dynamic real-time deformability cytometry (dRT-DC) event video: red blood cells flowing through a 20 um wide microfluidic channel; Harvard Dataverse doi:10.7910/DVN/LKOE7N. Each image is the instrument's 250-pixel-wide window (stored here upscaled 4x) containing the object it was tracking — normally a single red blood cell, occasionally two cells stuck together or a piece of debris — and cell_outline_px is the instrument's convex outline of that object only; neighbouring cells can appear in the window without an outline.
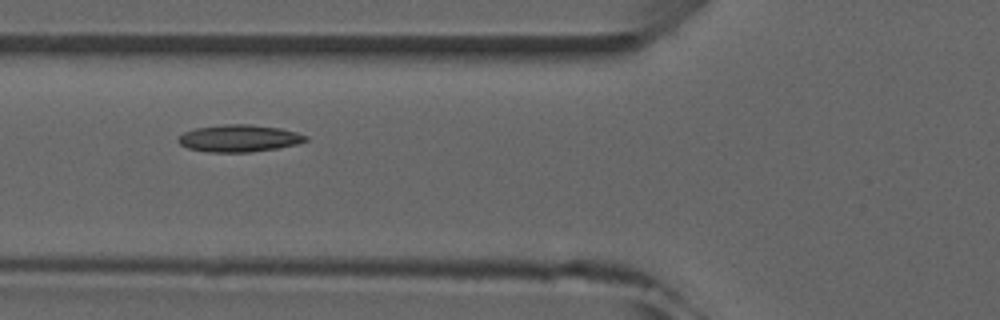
{"species": "common noctule bat (a hibernating species)", "species_latin": "Nyctalus noctula", "temperature_condition": "room temperature", "stored_images_in_passage": 8, "camera_frame_rate_fps": 3000, "um_per_image_px": 0.085, "animal": {"sex": "male", "forearm_length_mm": 52.5}, "frame": {"image": 1, "passage_image": 6, "time_ms": 5.667, "image_size_px": [1000, 320], "cell_outline_px": [[308, 140], [296, 144], [276, 148], [248, 152], [208, 152], [188, 148], [180, 144], [176, 140], [184, 132], [196, 128], [224, 124], [248, 124], [280, 128], [296, 132], [308, 136]], "centroid_in_image_um": [20.31, 11.75], "position_along_channel_um": 105.5, "area_um2": 20.0}}
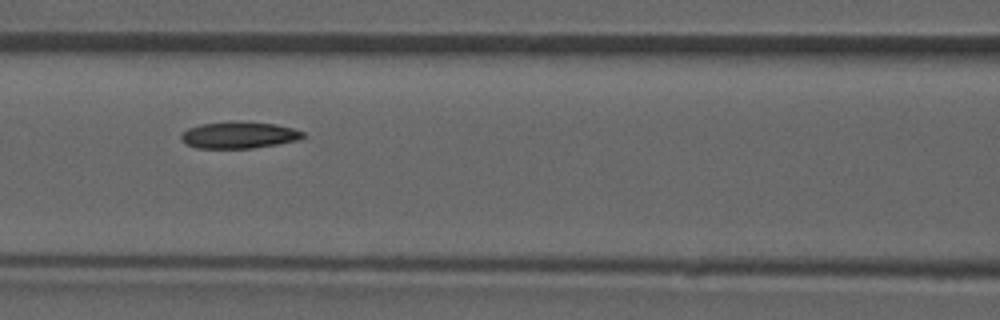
{"frame": {"image": 2, "passage_image": 7, "time_ms": 6.667, "image_size_px": [1000, 320], "cell_outline_px": [[304, 136], [300, 140], [252, 148], [196, 148], [184, 144], [180, 140], [180, 136], [188, 128], [200, 124], [228, 120], [232, 120], [276, 124], [292, 128], [304, 132]], "centroid_in_image_um": [20.27, 11.47], "position_along_channel_um": 146.3, "area_um2": 19.25}}